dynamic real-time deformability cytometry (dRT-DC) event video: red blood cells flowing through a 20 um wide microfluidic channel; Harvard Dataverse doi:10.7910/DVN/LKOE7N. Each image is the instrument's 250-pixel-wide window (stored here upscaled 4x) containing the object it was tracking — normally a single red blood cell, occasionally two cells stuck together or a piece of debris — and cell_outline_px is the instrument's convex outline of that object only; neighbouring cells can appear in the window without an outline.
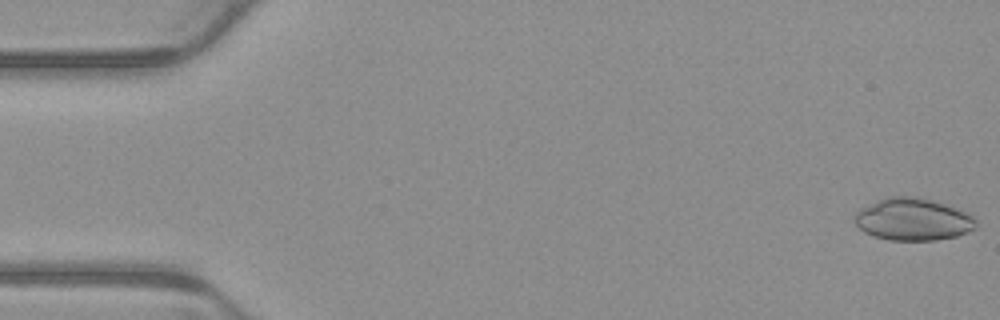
{"species": "common noctule bat (a hibernating species)", "species_latin": "Nyctalus noctula", "temperature_condition": "warm", "stored_images_in_passage": 5, "camera_frame_rate_fps": 3000, "um_per_image_px": 0.085, "animal": {"sex": "male", "body_mass_g": 23.1, "forearm_length_mm": 52.7}, "frame": {"image": 1, "passage_image": 1, "time_ms": 0.0, "image_size_px": [1000, 320], "cell_outline_px": [[976, 228], [968, 232], [956, 236], [936, 240], [888, 240], [872, 236], [864, 232], [852, 220], [856, 212], [860, 208], [880, 200], [892, 196], [916, 196], [932, 200], [956, 208], [972, 216], [976, 220]], "centroid_in_image_um": [77.58, 18.66], "position_along_channel_um": 7.4, "area_um2": 29.82}}